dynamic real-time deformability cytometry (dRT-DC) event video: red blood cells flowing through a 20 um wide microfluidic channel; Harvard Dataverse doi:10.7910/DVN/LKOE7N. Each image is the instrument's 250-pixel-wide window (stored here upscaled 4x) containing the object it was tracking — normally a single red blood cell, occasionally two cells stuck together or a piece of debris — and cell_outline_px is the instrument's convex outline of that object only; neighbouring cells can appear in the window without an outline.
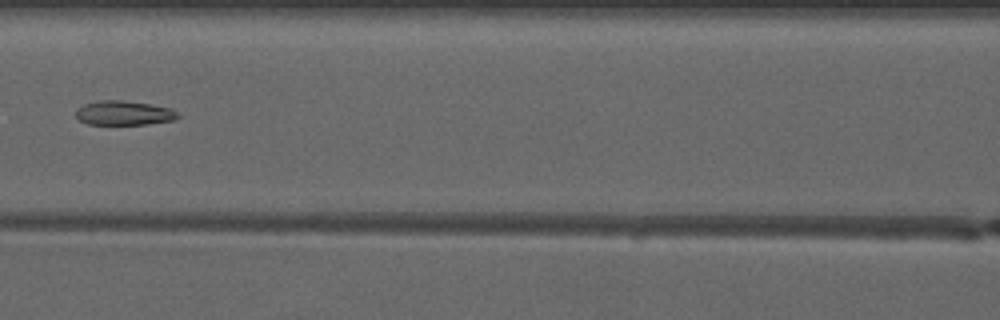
{"species": "common noctule bat (a hibernating species)", "species_latin": "Nyctalus noctula", "temperature_condition": "warm", "stored_images_in_passage": 3, "camera_frame_rate_fps": 3000, "um_per_image_px": 0.085, "animal": {"sex": "male", "forearm_length_mm": 52.5}, "frame": {"image": 1, "passage_image": 3, "time_ms": 2.333, "image_size_px": [1000, 320], "cell_outline_px": [[180, 116], [176, 120], [144, 124], [88, 124], [80, 120], [76, 116], [76, 108], [84, 104], [100, 100], [120, 100], [148, 104], [172, 108]], "centroid_in_image_um": [10.53, 9.6], "position_along_channel_um": 156.1, "area_um2": 14.39}}